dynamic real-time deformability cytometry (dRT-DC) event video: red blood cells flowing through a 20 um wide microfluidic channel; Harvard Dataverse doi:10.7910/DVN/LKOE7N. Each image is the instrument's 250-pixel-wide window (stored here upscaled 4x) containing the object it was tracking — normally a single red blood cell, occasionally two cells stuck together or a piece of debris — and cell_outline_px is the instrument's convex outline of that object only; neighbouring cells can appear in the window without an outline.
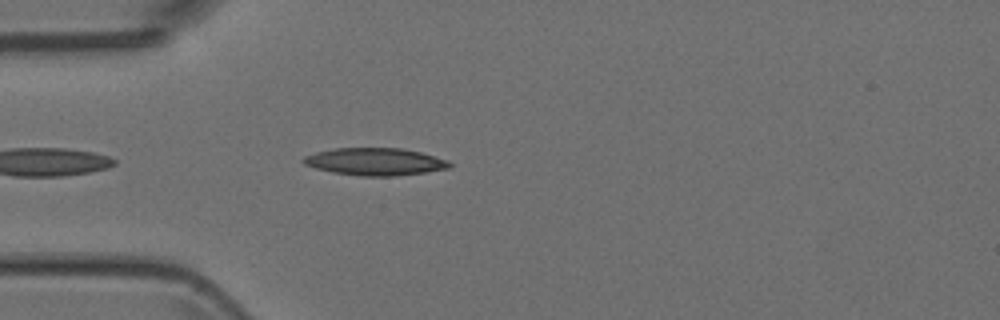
{"species": "Egyptian fruit bat (a non-hibernating species)", "species_latin": "Rousettus aegyptiacus", "temperature_condition": "room temperature", "stored_images_in_passage": 19, "camera_frame_rate_fps": 3000, "um_per_image_px": 0.085, "animal": {"sex": "female"}, "frame": {"image": 1, "passage_image": 3, "time_ms": 0.667, "image_size_px": [1000, 320], "cell_outline_px": [[452, 164], [448, 168], [424, 172], [396, 176], [360, 176], [332, 172], [316, 168], [304, 164], [300, 160], [304, 156], [316, 152], [332, 148], [400, 148], [420, 152], [448, 160]], "centroid_in_image_um": [31.84, 13.74], "position_along_channel_um": 53.2, "area_um2": 23.29}}
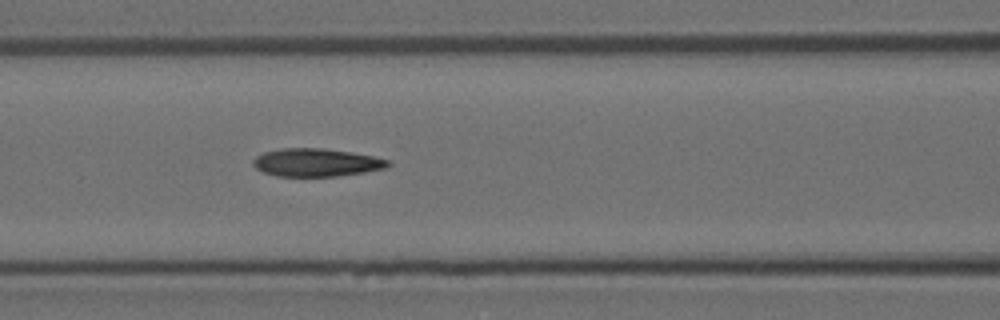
{"frame": {"image": 2, "passage_image": 10, "time_ms": 3.0, "image_size_px": [1000, 320], "cell_outline_px": [[392, 164], [388, 168], [364, 172], [336, 176], [276, 176], [264, 172], [256, 168], [252, 164], [252, 160], [256, 156], [264, 152], [284, 148], [320, 148], [352, 152], [376, 156], [388, 160]], "centroid_in_image_um": [26.92, 13.81], "position_along_channel_um": 139.7, "area_um2": 22.08}}
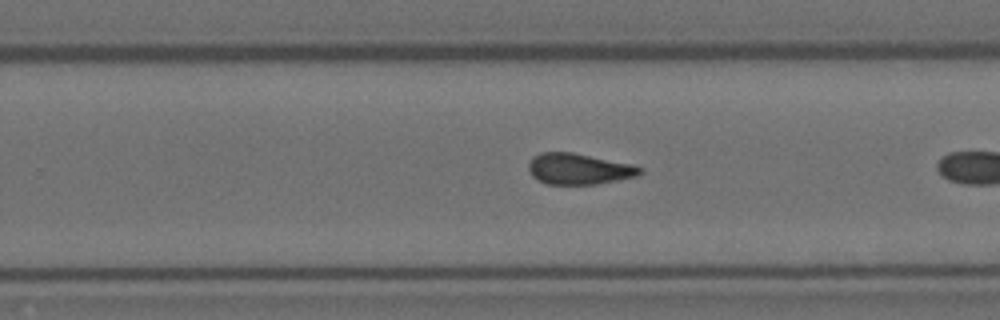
{"frame": {"image": 3, "passage_image": 18, "time_ms": 5.667, "image_size_px": [1000, 320], "cell_outline_px": [[644, 172], [636, 176], [596, 184], [544, 184], [532, 176], [528, 168], [528, 164], [532, 156], [540, 152], [572, 152], [632, 164], [644, 168]], "centroid_in_image_um": [49.18, 14.35], "position_along_channel_um": 280.6, "area_um2": 20.23}}